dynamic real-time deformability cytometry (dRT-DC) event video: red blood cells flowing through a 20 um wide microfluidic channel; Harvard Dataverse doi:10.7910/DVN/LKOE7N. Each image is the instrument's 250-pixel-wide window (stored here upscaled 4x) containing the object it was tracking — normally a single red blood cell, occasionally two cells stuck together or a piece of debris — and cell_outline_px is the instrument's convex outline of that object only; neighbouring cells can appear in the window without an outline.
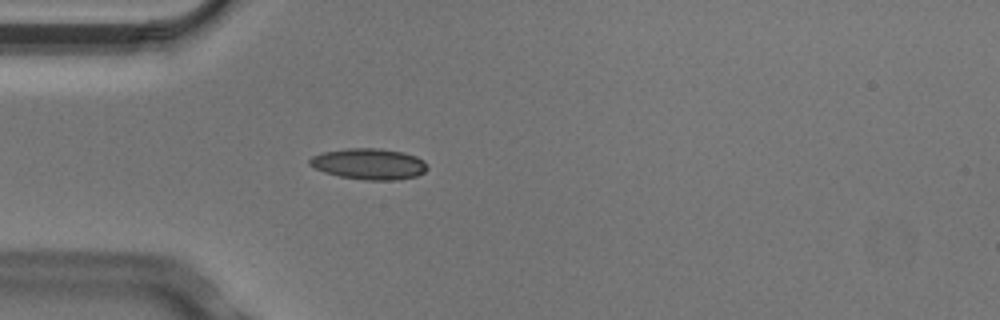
{"species": "Egyptian fruit bat (a non-hibernating species)", "species_latin": "Rousettus aegyptiacus", "temperature_condition": "cold", "stored_images_in_passage": 5, "camera_frame_rate_fps": 3000, "um_per_image_px": 0.085, "animal": {"sex": "male"}, "frame": {"image": 1, "passage_image": 5, "time_ms": 1.333, "image_size_px": [1000, 320], "cell_outline_px": [[428, 168], [424, 172], [416, 176], [396, 180], [364, 180], [340, 176], [324, 172], [308, 164], [308, 160], [312, 156], [324, 152], [348, 148], [380, 148], [404, 152], [416, 156], [424, 160]], "centroid_in_image_um": [31.38, 13.93], "position_along_channel_um": 53.6, "area_um2": 21.33}}